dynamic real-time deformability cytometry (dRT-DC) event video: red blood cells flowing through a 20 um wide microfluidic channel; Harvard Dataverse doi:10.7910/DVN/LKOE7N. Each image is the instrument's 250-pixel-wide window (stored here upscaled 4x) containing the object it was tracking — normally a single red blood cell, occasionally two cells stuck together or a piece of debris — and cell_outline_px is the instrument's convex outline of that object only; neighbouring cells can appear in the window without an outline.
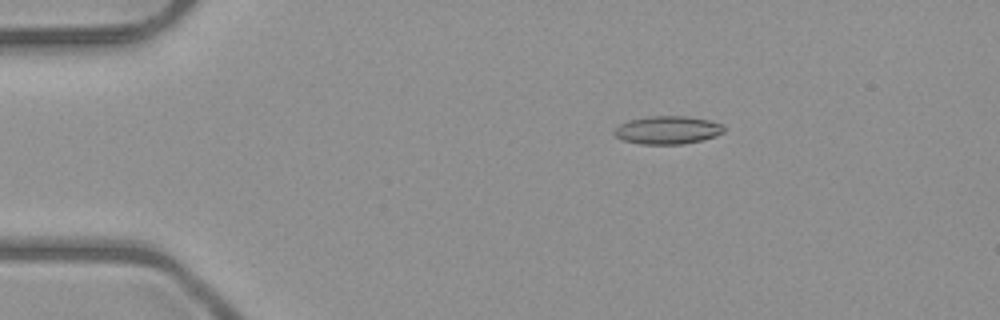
{"species": "common noctule bat (a hibernating species)", "species_latin": "Nyctalus noctula", "temperature_condition": "room temperature", "stored_images_in_passage": 43, "camera_frame_rate_fps": 3000, "um_per_image_px": 0.085, "animal": {"sex": "male", "body_mass_g": 23.1, "forearm_length_mm": 52.7}, "frame": {"image": 1, "passage_image": 1, "time_ms": 0.0, "image_size_px": [1000, 320], "cell_outline_px": [[724, 132], [716, 136], [704, 140], [684, 144], [640, 144], [624, 140], [616, 136], [612, 132], [620, 124], [628, 120], [652, 116], [684, 116], [708, 120], [724, 124]], "centroid_in_image_um": [56.77, 11.06], "position_along_channel_um": 28.2, "area_um2": 17.98}}
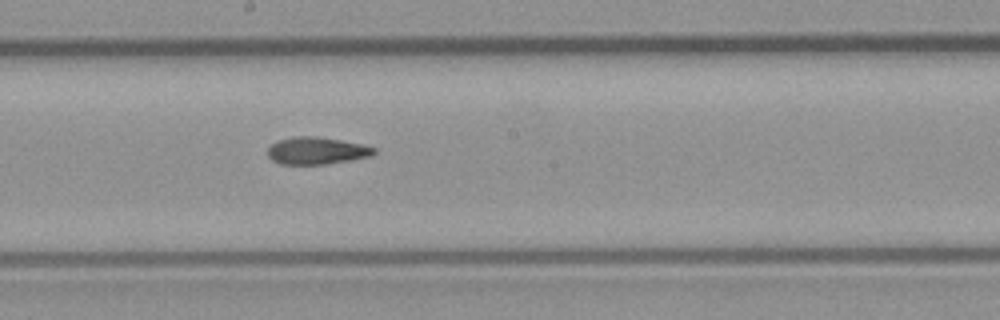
{"frame": {"image": 2, "passage_image": 20, "time_ms": 6.333, "image_size_px": [1000, 320], "cell_outline_px": [[376, 152], [372, 156], [352, 160], [324, 164], [280, 164], [272, 160], [268, 156], [268, 148], [272, 144], [280, 140], [292, 136], [316, 136], [364, 144], [376, 148]], "centroid_in_image_um": [26.94, 12.81], "position_along_channel_um": 221.3, "area_um2": 16.94}}
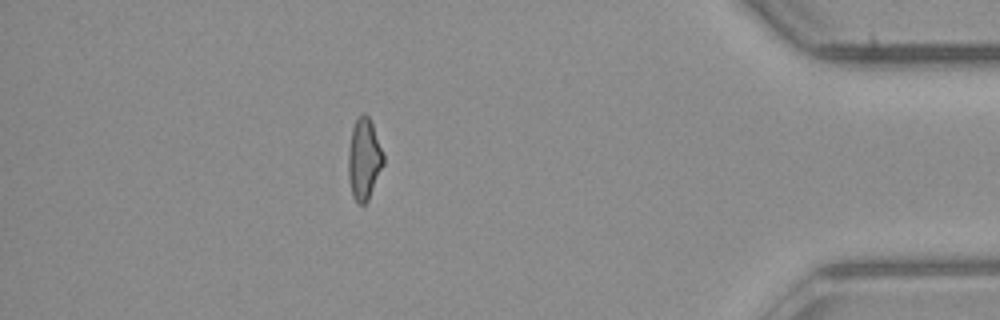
{"frame": {"image": 3, "passage_image": 37, "time_ms": 12.0, "image_size_px": [1000, 320], "cell_outline_px": [[384, 164], [368, 200], [364, 204], [356, 204], [352, 196], [348, 176], [348, 148], [352, 128], [356, 120], [364, 112], [368, 116], [372, 124], [384, 156]], "centroid_in_image_um": [30.93, 13.56], "position_along_channel_um": 404.3, "area_um2": 16.65}, "authors_computed_cell_mechanics": {"area_um2": 16.9932, "velocity_mm_per_s": 4.0456, "shape_relaxation_time_tau1_ms": null, "shape_relaxation_time_tau2_ms": 7.4252, "deformation_change_tau1": null, "deformation_change_tau2": 0.1926}}